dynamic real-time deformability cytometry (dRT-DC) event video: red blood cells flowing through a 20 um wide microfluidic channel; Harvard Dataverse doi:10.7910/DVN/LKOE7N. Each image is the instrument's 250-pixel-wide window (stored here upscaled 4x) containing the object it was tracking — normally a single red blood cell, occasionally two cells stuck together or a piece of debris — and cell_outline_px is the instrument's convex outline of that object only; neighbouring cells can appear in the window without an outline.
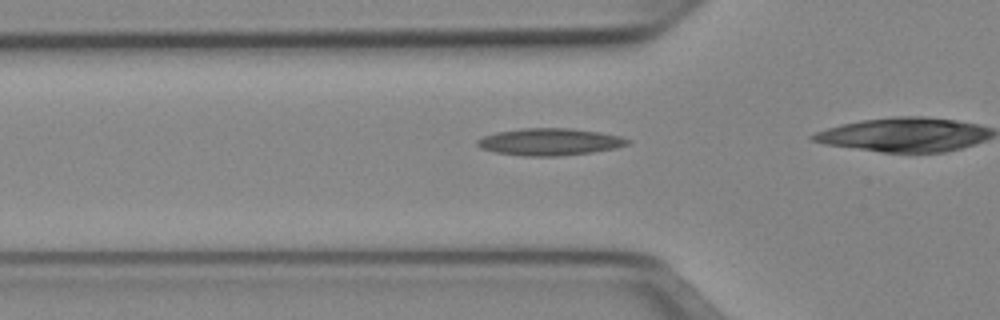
{"species": "Egyptian fruit bat (a non-hibernating species)", "species_latin": "Rousettus aegyptiacus", "temperature_condition": "cold", "stored_images_in_passage": 27, "camera_frame_rate_fps": 3000, "um_per_image_px": 0.085, "animal": {"sex": "female"}, "frame": {"image": 1, "passage_image": 13, "time_ms": 4.0, "image_size_px": [1000, 320], "cell_outline_px": [[632, 140], [628, 144], [616, 148], [592, 152], [560, 156], [524, 156], [496, 152], [480, 148], [476, 144], [476, 140], [484, 136], [496, 132], [520, 128], [568, 128], [600, 132], [620, 136]], "centroid_in_image_um": [46.72, 12.05], "position_along_channel_um": 79.1, "area_um2": 23.76}}
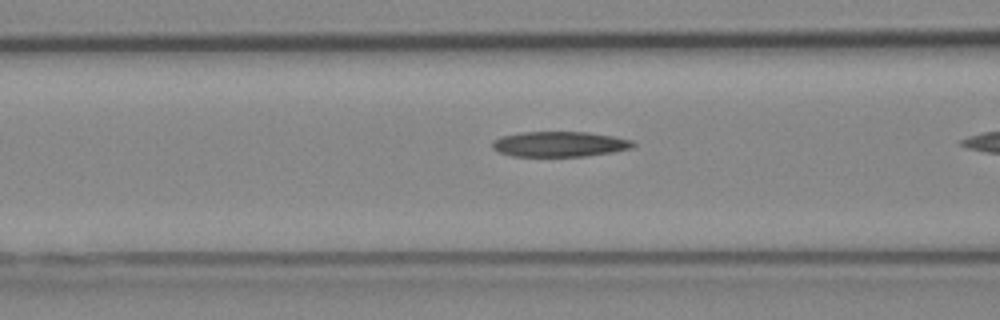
{"frame": {"image": 2, "passage_image": 16, "time_ms": 5.0, "image_size_px": [1000, 320], "cell_outline_px": [[636, 144], [632, 148], [612, 152], [584, 156], [512, 156], [496, 152], [492, 148], [492, 140], [500, 136], [520, 132], [588, 132], [612, 136], [632, 140]], "centroid_in_image_um": [47.51, 12.25], "position_along_channel_um": 119.1, "area_um2": 20.87}}
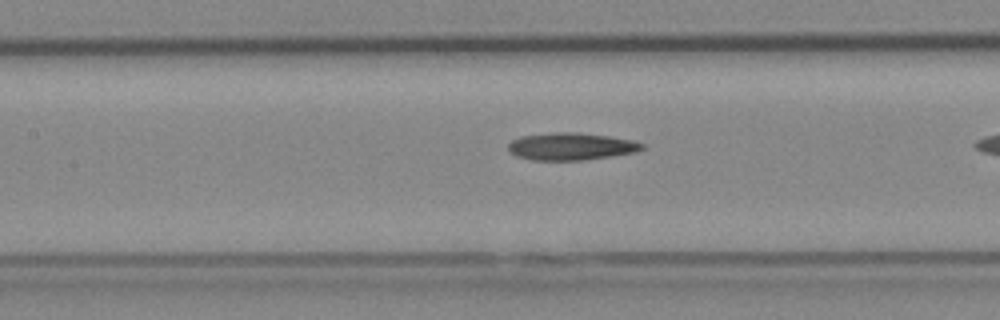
{"frame": {"image": 3, "passage_image": 19, "time_ms": 6.0, "image_size_px": [1000, 320], "cell_outline_px": [[644, 148], [636, 152], [612, 156], [584, 160], [532, 160], [516, 156], [508, 148], [508, 144], [512, 140], [520, 136], [552, 132], [580, 132], [612, 136], [632, 140], [644, 144]], "centroid_in_image_um": [48.56, 12.43], "position_along_channel_um": 158.8, "area_um2": 21.5}}